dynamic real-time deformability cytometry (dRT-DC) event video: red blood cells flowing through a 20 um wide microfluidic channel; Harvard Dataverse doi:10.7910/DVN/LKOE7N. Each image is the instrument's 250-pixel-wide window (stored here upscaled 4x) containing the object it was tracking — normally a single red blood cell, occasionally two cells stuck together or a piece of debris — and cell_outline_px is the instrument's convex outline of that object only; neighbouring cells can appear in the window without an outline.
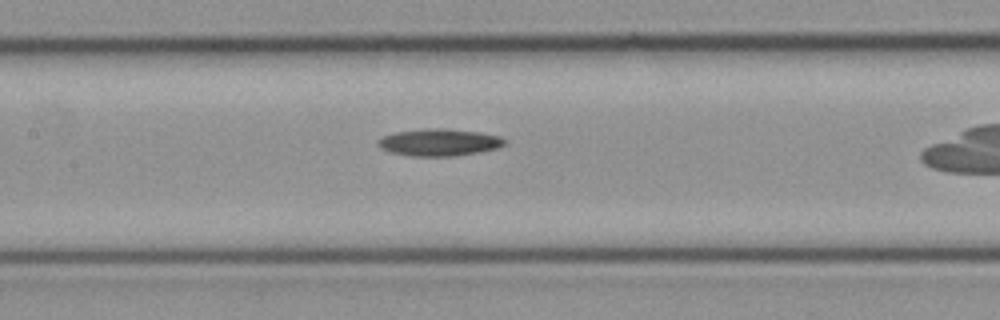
{"species": "common noctule bat (a hibernating species)", "species_latin": "Nyctalus noctula", "temperature_condition": "cold", "stored_images_in_passage": 13, "camera_frame_rate_fps": 3000, "um_per_image_px": 0.085, "animal": {"sex": "female", "body_mass_g": 21.9}, "frame": {"image": 1, "passage_image": 10, "time_ms": 3.0, "image_size_px": [1000, 320], "cell_outline_px": [[508, 140], [504, 144], [496, 148], [480, 152], [456, 156], [412, 156], [392, 152], [380, 148], [376, 144], [376, 140], [380, 136], [396, 132], [424, 128], [444, 128], [480, 132], [500, 136]], "centroid_in_image_um": [37.31, 12.09], "position_along_channel_um": 170.1, "area_um2": 20.23}}